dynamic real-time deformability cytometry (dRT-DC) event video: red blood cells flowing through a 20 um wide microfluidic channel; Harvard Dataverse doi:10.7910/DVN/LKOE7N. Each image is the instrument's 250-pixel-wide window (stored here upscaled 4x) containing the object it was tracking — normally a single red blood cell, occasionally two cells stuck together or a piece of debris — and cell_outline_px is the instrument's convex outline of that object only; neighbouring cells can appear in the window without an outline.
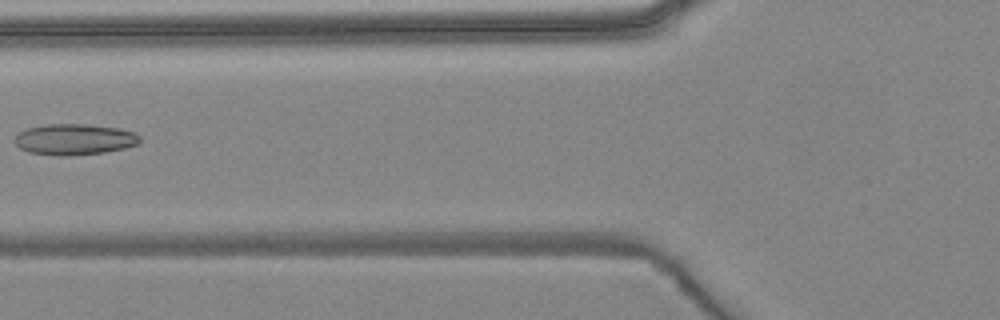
{"species": "common noctule bat (a hibernating species)", "species_latin": "Nyctalus noctula", "temperature_condition": "warm", "stored_images_in_passage": 5, "camera_frame_rate_fps": 3000, "um_per_image_px": 0.085, "animal": {"sex": "female", "body_mass_g": 24.6, "forearm_length_mm": 56.2}, "frame": {"image": 1, "passage_image": 5, "time_ms": 5.667, "image_size_px": [1000, 320], "cell_outline_px": [[140, 140], [136, 144], [124, 148], [104, 152], [68, 156], [56, 156], [28, 152], [20, 148], [16, 144], [16, 136], [20, 132], [28, 128], [48, 124], [84, 124], [120, 128], [136, 132], [140, 136]], "centroid_in_image_um": [6.34, 11.85], "position_along_channel_um": 119.5, "area_um2": 22.54}}